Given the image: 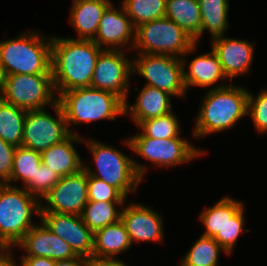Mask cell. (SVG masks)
Segmentation results:
<instances>
[{"mask_svg": "<svg viewBox=\"0 0 267 266\" xmlns=\"http://www.w3.org/2000/svg\"><path fill=\"white\" fill-rule=\"evenodd\" d=\"M212 50L217 54L222 71L232 79L248 74L253 60L254 45L250 41L220 36L212 39Z\"/></svg>", "mask_w": 267, "mask_h": 266, "instance_id": "obj_17", "label": "cell"}, {"mask_svg": "<svg viewBox=\"0 0 267 266\" xmlns=\"http://www.w3.org/2000/svg\"><path fill=\"white\" fill-rule=\"evenodd\" d=\"M229 0H198L201 13V31H209L211 39L224 36L228 27Z\"/></svg>", "mask_w": 267, "mask_h": 266, "instance_id": "obj_26", "label": "cell"}, {"mask_svg": "<svg viewBox=\"0 0 267 266\" xmlns=\"http://www.w3.org/2000/svg\"><path fill=\"white\" fill-rule=\"evenodd\" d=\"M54 92L52 74H15L4 76L0 97L26 111L39 110L57 102Z\"/></svg>", "mask_w": 267, "mask_h": 266, "instance_id": "obj_8", "label": "cell"}, {"mask_svg": "<svg viewBox=\"0 0 267 266\" xmlns=\"http://www.w3.org/2000/svg\"><path fill=\"white\" fill-rule=\"evenodd\" d=\"M41 163V153L23 146L16 147L11 177L6 184L11 185L18 180L22 181L25 186L31 179H34V174Z\"/></svg>", "mask_w": 267, "mask_h": 266, "instance_id": "obj_31", "label": "cell"}, {"mask_svg": "<svg viewBox=\"0 0 267 266\" xmlns=\"http://www.w3.org/2000/svg\"><path fill=\"white\" fill-rule=\"evenodd\" d=\"M40 203L23 187L0 184V241L8 249L15 247L34 226L32 216H40Z\"/></svg>", "mask_w": 267, "mask_h": 266, "instance_id": "obj_6", "label": "cell"}, {"mask_svg": "<svg viewBox=\"0 0 267 266\" xmlns=\"http://www.w3.org/2000/svg\"><path fill=\"white\" fill-rule=\"evenodd\" d=\"M21 266H55L56 261L46 257H21Z\"/></svg>", "mask_w": 267, "mask_h": 266, "instance_id": "obj_38", "label": "cell"}, {"mask_svg": "<svg viewBox=\"0 0 267 266\" xmlns=\"http://www.w3.org/2000/svg\"><path fill=\"white\" fill-rule=\"evenodd\" d=\"M86 144L96 164L95 171L83 165L86 173L117 188L125 197L130 191L135 193L148 170L147 165H140L120 150L99 141L88 139Z\"/></svg>", "mask_w": 267, "mask_h": 266, "instance_id": "obj_5", "label": "cell"}, {"mask_svg": "<svg viewBox=\"0 0 267 266\" xmlns=\"http://www.w3.org/2000/svg\"><path fill=\"white\" fill-rule=\"evenodd\" d=\"M170 96L172 97L165 91L144 85L134 104L129 105L125 101V114L130 116L138 126L144 120L172 112Z\"/></svg>", "mask_w": 267, "mask_h": 266, "instance_id": "obj_21", "label": "cell"}, {"mask_svg": "<svg viewBox=\"0 0 267 266\" xmlns=\"http://www.w3.org/2000/svg\"><path fill=\"white\" fill-rule=\"evenodd\" d=\"M89 259L80 255L72 259L57 260L55 266H89Z\"/></svg>", "mask_w": 267, "mask_h": 266, "instance_id": "obj_39", "label": "cell"}, {"mask_svg": "<svg viewBox=\"0 0 267 266\" xmlns=\"http://www.w3.org/2000/svg\"><path fill=\"white\" fill-rule=\"evenodd\" d=\"M3 80H4V75L2 73V69H1V66H0V93H1L2 87H3Z\"/></svg>", "mask_w": 267, "mask_h": 266, "instance_id": "obj_43", "label": "cell"}, {"mask_svg": "<svg viewBox=\"0 0 267 266\" xmlns=\"http://www.w3.org/2000/svg\"><path fill=\"white\" fill-rule=\"evenodd\" d=\"M8 248L0 241V257L5 254Z\"/></svg>", "mask_w": 267, "mask_h": 266, "instance_id": "obj_42", "label": "cell"}, {"mask_svg": "<svg viewBox=\"0 0 267 266\" xmlns=\"http://www.w3.org/2000/svg\"><path fill=\"white\" fill-rule=\"evenodd\" d=\"M39 217L51 232L69 244L76 255L93 260L94 233L80 215L40 212Z\"/></svg>", "mask_w": 267, "mask_h": 266, "instance_id": "obj_14", "label": "cell"}, {"mask_svg": "<svg viewBox=\"0 0 267 266\" xmlns=\"http://www.w3.org/2000/svg\"><path fill=\"white\" fill-rule=\"evenodd\" d=\"M84 141L79 134H70L65 140L52 145L41 153L42 163L60 176H68L83 169V160L76 151L73 143Z\"/></svg>", "mask_w": 267, "mask_h": 266, "instance_id": "obj_20", "label": "cell"}, {"mask_svg": "<svg viewBox=\"0 0 267 266\" xmlns=\"http://www.w3.org/2000/svg\"><path fill=\"white\" fill-rule=\"evenodd\" d=\"M116 205L122 207L126 204L125 202L88 201L80 216L84 224L95 233L97 230L121 219L122 211L121 209L120 211L117 210Z\"/></svg>", "mask_w": 267, "mask_h": 266, "instance_id": "obj_28", "label": "cell"}, {"mask_svg": "<svg viewBox=\"0 0 267 266\" xmlns=\"http://www.w3.org/2000/svg\"><path fill=\"white\" fill-rule=\"evenodd\" d=\"M179 121L173 112L142 121L138 126L146 137L169 139L180 137Z\"/></svg>", "mask_w": 267, "mask_h": 266, "instance_id": "obj_32", "label": "cell"}, {"mask_svg": "<svg viewBox=\"0 0 267 266\" xmlns=\"http://www.w3.org/2000/svg\"><path fill=\"white\" fill-rule=\"evenodd\" d=\"M244 206L228 221L225 229L219 232L214 240L225 250V254H231L244 226Z\"/></svg>", "mask_w": 267, "mask_h": 266, "instance_id": "obj_34", "label": "cell"}, {"mask_svg": "<svg viewBox=\"0 0 267 266\" xmlns=\"http://www.w3.org/2000/svg\"><path fill=\"white\" fill-rule=\"evenodd\" d=\"M105 48H100L93 40L52 36L51 72L56 94L90 87L96 60Z\"/></svg>", "mask_w": 267, "mask_h": 266, "instance_id": "obj_1", "label": "cell"}, {"mask_svg": "<svg viewBox=\"0 0 267 266\" xmlns=\"http://www.w3.org/2000/svg\"><path fill=\"white\" fill-rule=\"evenodd\" d=\"M120 9L117 10L111 3L103 12L96 37L93 40L100 48L107 45L105 49L123 50L122 47L130 43L128 50H133L136 28L122 5Z\"/></svg>", "mask_w": 267, "mask_h": 266, "instance_id": "obj_15", "label": "cell"}, {"mask_svg": "<svg viewBox=\"0 0 267 266\" xmlns=\"http://www.w3.org/2000/svg\"><path fill=\"white\" fill-rule=\"evenodd\" d=\"M60 176L56 171L51 170L45 164L41 163L38 170L25 186H22L29 194L37 199L42 198L59 182Z\"/></svg>", "mask_w": 267, "mask_h": 266, "instance_id": "obj_33", "label": "cell"}, {"mask_svg": "<svg viewBox=\"0 0 267 266\" xmlns=\"http://www.w3.org/2000/svg\"><path fill=\"white\" fill-rule=\"evenodd\" d=\"M220 251L225 252L214 238L201 235L180 261V266H218Z\"/></svg>", "mask_w": 267, "mask_h": 266, "instance_id": "obj_29", "label": "cell"}, {"mask_svg": "<svg viewBox=\"0 0 267 266\" xmlns=\"http://www.w3.org/2000/svg\"><path fill=\"white\" fill-rule=\"evenodd\" d=\"M124 144L160 168L188 163L207 153L200 148L196 149L195 145L189 144V141L181 137L154 139L139 133L125 140Z\"/></svg>", "mask_w": 267, "mask_h": 266, "instance_id": "obj_9", "label": "cell"}, {"mask_svg": "<svg viewBox=\"0 0 267 266\" xmlns=\"http://www.w3.org/2000/svg\"><path fill=\"white\" fill-rule=\"evenodd\" d=\"M17 246L25 250L23 257H46L57 261L77 256L69 244L51 232L42 221L39 225L34 224Z\"/></svg>", "mask_w": 267, "mask_h": 266, "instance_id": "obj_18", "label": "cell"}, {"mask_svg": "<svg viewBox=\"0 0 267 266\" xmlns=\"http://www.w3.org/2000/svg\"><path fill=\"white\" fill-rule=\"evenodd\" d=\"M52 37L30 31L16 38L0 41V66L3 75L52 74Z\"/></svg>", "mask_w": 267, "mask_h": 266, "instance_id": "obj_3", "label": "cell"}, {"mask_svg": "<svg viewBox=\"0 0 267 266\" xmlns=\"http://www.w3.org/2000/svg\"><path fill=\"white\" fill-rule=\"evenodd\" d=\"M26 113V110L0 97V138L3 141L15 147L21 146Z\"/></svg>", "mask_w": 267, "mask_h": 266, "instance_id": "obj_27", "label": "cell"}, {"mask_svg": "<svg viewBox=\"0 0 267 266\" xmlns=\"http://www.w3.org/2000/svg\"><path fill=\"white\" fill-rule=\"evenodd\" d=\"M186 57H182L183 63V82L186 90L191 86L207 87L217 81L227 79L224 75L217 54L211 49V52L195 57L189 64V70L186 71Z\"/></svg>", "mask_w": 267, "mask_h": 266, "instance_id": "obj_22", "label": "cell"}, {"mask_svg": "<svg viewBox=\"0 0 267 266\" xmlns=\"http://www.w3.org/2000/svg\"><path fill=\"white\" fill-rule=\"evenodd\" d=\"M248 93L232 84L214 86L205 94L195 119L193 136L203 138L233 128L248 112Z\"/></svg>", "mask_w": 267, "mask_h": 266, "instance_id": "obj_2", "label": "cell"}, {"mask_svg": "<svg viewBox=\"0 0 267 266\" xmlns=\"http://www.w3.org/2000/svg\"><path fill=\"white\" fill-rule=\"evenodd\" d=\"M71 134V123H89L95 120L115 121L117 116L125 115V101L108 91L93 87H81L62 92L57 96Z\"/></svg>", "mask_w": 267, "mask_h": 266, "instance_id": "obj_4", "label": "cell"}, {"mask_svg": "<svg viewBox=\"0 0 267 266\" xmlns=\"http://www.w3.org/2000/svg\"><path fill=\"white\" fill-rule=\"evenodd\" d=\"M242 207V202L227 196L216 202L212 207L204 209L199 215V219L206 228L202 236L214 238L225 229L228 221Z\"/></svg>", "mask_w": 267, "mask_h": 266, "instance_id": "obj_25", "label": "cell"}, {"mask_svg": "<svg viewBox=\"0 0 267 266\" xmlns=\"http://www.w3.org/2000/svg\"><path fill=\"white\" fill-rule=\"evenodd\" d=\"M12 249H8L3 256L0 257V266H16L15 261L11 252ZM17 266H21L20 264Z\"/></svg>", "mask_w": 267, "mask_h": 266, "instance_id": "obj_41", "label": "cell"}, {"mask_svg": "<svg viewBox=\"0 0 267 266\" xmlns=\"http://www.w3.org/2000/svg\"><path fill=\"white\" fill-rule=\"evenodd\" d=\"M132 69L147 80L145 85L186 98L181 57L142 53L132 61Z\"/></svg>", "mask_w": 267, "mask_h": 266, "instance_id": "obj_10", "label": "cell"}, {"mask_svg": "<svg viewBox=\"0 0 267 266\" xmlns=\"http://www.w3.org/2000/svg\"><path fill=\"white\" fill-rule=\"evenodd\" d=\"M16 147L0 138V184L10 180Z\"/></svg>", "mask_w": 267, "mask_h": 266, "instance_id": "obj_37", "label": "cell"}, {"mask_svg": "<svg viewBox=\"0 0 267 266\" xmlns=\"http://www.w3.org/2000/svg\"><path fill=\"white\" fill-rule=\"evenodd\" d=\"M69 22L75 28V40H94L103 12L112 3L110 0H73Z\"/></svg>", "mask_w": 267, "mask_h": 266, "instance_id": "obj_19", "label": "cell"}, {"mask_svg": "<svg viewBox=\"0 0 267 266\" xmlns=\"http://www.w3.org/2000/svg\"><path fill=\"white\" fill-rule=\"evenodd\" d=\"M165 17L190 35L195 43L201 31V13L198 0H166Z\"/></svg>", "mask_w": 267, "mask_h": 266, "instance_id": "obj_24", "label": "cell"}, {"mask_svg": "<svg viewBox=\"0 0 267 266\" xmlns=\"http://www.w3.org/2000/svg\"><path fill=\"white\" fill-rule=\"evenodd\" d=\"M248 116L260 134L267 133V89L261 90L257 97L248 93Z\"/></svg>", "mask_w": 267, "mask_h": 266, "instance_id": "obj_36", "label": "cell"}, {"mask_svg": "<svg viewBox=\"0 0 267 266\" xmlns=\"http://www.w3.org/2000/svg\"><path fill=\"white\" fill-rule=\"evenodd\" d=\"M128 232L121 219L94 233L93 260H115V255L131 248Z\"/></svg>", "mask_w": 267, "mask_h": 266, "instance_id": "obj_23", "label": "cell"}, {"mask_svg": "<svg viewBox=\"0 0 267 266\" xmlns=\"http://www.w3.org/2000/svg\"><path fill=\"white\" fill-rule=\"evenodd\" d=\"M88 200L100 202H125L126 197L115 187L87 174Z\"/></svg>", "mask_w": 267, "mask_h": 266, "instance_id": "obj_35", "label": "cell"}, {"mask_svg": "<svg viewBox=\"0 0 267 266\" xmlns=\"http://www.w3.org/2000/svg\"><path fill=\"white\" fill-rule=\"evenodd\" d=\"M123 50L103 49L95 64L90 87L108 91L128 101L132 62ZM129 84V85H128Z\"/></svg>", "mask_w": 267, "mask_h": 266, "instance_id": "obj_12", "label": "cell"}, {"mask_svg": "<svg viewBox=\"0 0 267 266\" xmlns=\"http://www.w3.org/2000/svg\"><path fill=\"white\" fill-rule=\"evenodd\" d=\"M52 107L57 118H54L45 109L27 111L21 146L42 153L71 134L59 102L57 101Z\"/></svg>", "mask_w": 267, "mask_h": 266, "instance_id": "obj_11", "label": "cell"}, {"mask_svg": "<svg viewBox=\"0 0 267 266\" xmlns=\"http://www.w3.org/2000/svg\"><path fill=\"white\" fill-rule=\"evenodd\" d=\"M89 266H128L120 259L115 260H90Z\"/></svg>", "mask_w": 267, "mask_h": 266, "instance_id": "obj_40", "label": "cell"}, {"mask_svg": "<svg viewBox=\"0 0 267 266\" xmlns=\"http://www.w3.org/2000/svg\"><path fill=\"white\" fill-rule=\"evenodd\" d=\"M46 205L40 204V212L81 215L88 200L87 173L84 169L63 176L43 197Z\"/></svg>", "mask_w": 267, "mask_h": 266, "instance_id": "obj_13", "label": "cell"}, {"mask_svg": "<svg viewBox=\"0 0 267 266\" xmlns=\"http://www.w3.org/2000/svg\"><path fill=\"white\" fill-rule=\"evenodd\" d=\"M196 46L190 35L164 17L136 27L133 49H138V54H164L182 58L194 51Z\"/></svg>", "mask_w": 267, "mask_h": 266, "instance_id": "obj_7", "label": "cell"}, {"mask_svg": "<svg viewBox=\"0 0 267 266\" xmlns=\"http://www.w3.org/2000/svg\"><path fill=\"white\" fill-rule=\"evenodd\" d=\"M121 211V221L131 244L138 241H163V218L155 210L143 204L130 203L122 207Z\"/></svg>", "mask_w": 267, "mask_h": 266, "instance_id": "obj_16", "label": "cell"}, {"mask_svg": "<svg viewBox=\"0 0 267 266\" xmlns=\"http://www.w3.org/2000/svg\"><path fill=\"white\" fill-rule=\"evenodd\" d=\"M122 6L136 28L142 23L164 18L166 0H123Z\"/></svg>", "mask_w": 267, "mask_h": 266, "instance_id": "obj_30", "label": "cell"}]
</instances>
